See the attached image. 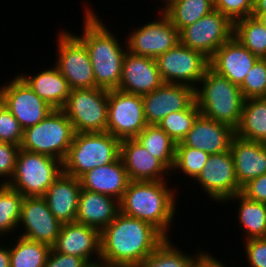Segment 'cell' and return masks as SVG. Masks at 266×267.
Masks as SVG:
<instances>
[{
	"mask_svg": "<svg viewBox=\"0 0 266 267\" xmlns=\"http://www.w3.org/2000/svg\"><path fill=\"white\" fill-rule=\"evenodd\" d=\"M243 243L249 267H266V237L248 239Z\"/></svg>",
	"mask_w": 266,
	"mask_h": 267,
	"instance_id": "obj_42",
	"label": "cell"
},
{
	"mask_svg": "<svg viewBox=\"0 0 266 267\" xmlns=\"http://www.w3.org/2000/svg\"><path fill=\"white\" fill-rule=\"evenodd\" d=\"M233 37L257 59H266V28L254 16L233 23Z\"/></svg>",
	"mask_w": 266,
	"mask_h": 267,
	"instance_id": "obj_32",
	"label": "cell"
},
{
	"mask_svg": "<svg viewBox=\"0 0 266 267\" xmlns=\"http://www.w3.org/2000/svg\"><path fill=\"white\" fill-rule=\"evenodd\" d=\"M5 84L1 86L4 105L23 129L41 122L54 110L19 75Z\"/></svg>",
	"mask_w": 266,
	"mask_h": 267,
	"instance_id": "obj_16",
	"label": "cell"
},
{
	"mask_svg": "<svg viewBox=\"0 0 266 267\" xmlns=\"http://www.w3.org/2000/svg\"><path fill=\"white\" fill-rule=\"evenodd\" d=\"M61 110L71 121L75 133L107 132L108 90L71 89Z\"/></svg>",
	"mask_w": 266,
	"mask_h": 267,
	"instance_id": "obj_8",
	"label": "cell"
},
{
	"mask_svg": "<svg viewBox=\"0 0 266 267\" xmlns=\"http://www.w3.org/2000/svg\"><path fill=\"white\" fill-rule=\"evenodd\" d=\"M195 267H227L223 265V261H219L217 257H213L208 251L204 250L198 257Z\"/></svg>",
	"mask_w": 266,
	"mask_h": 267,
	"instance_id": "obj_45",
	"label": "cell"
},
{
	"mask_svg": "<svg viewBox=\"0 0 266 267\" xmlns=\"http://www.w3.org/2000/svg\"><path fill=\"white\" fill-rule=\"evenodd\" d=\"M20 146L0 142V181L7 184L15 171L16 158ZM3 181V182H2Z\"/></svg>",
	"mask_w": 266,
	"mask_h": 267,
	"instance_id": "obj_41",
	"label": "cell"
},
{
	"mask_svg": "<svg viewBox=\"0 0 266 267\" xmlns=\"http://www.w3.org/2000/svg\"><path fill=\"white\" fill-rule=\"evenodd\" d=\"M19 76L53 109H61L66 103L71 89L55 65L31 76L26 73Z\"/></svg>",
	"mask_w": 266,
	"mask_h": 267,
	"instance_id": "obj_27",
	"label": "cell"
},
{
	"mask_svg": "<svg viewBox=\"0 0 266 267\" xmlns=\"http://www.w3.org/2000/svg\"><path fill=\"white\" fill-rule=\"evenodd\" d=\"M167 181H130L119 205L121 213L152 224L169 238L178 192Z\"/></svg>",
	"mask_w": 266,
	"mask_h": 267,
	"instance_id": "obj_3",
	"label": "cell"
},
{
	"mask_svg": "<svg viewBox=\"0 0 266 267\" xmlns=\"http://www.w3.org/2000/svg\"><path fill=\"white\" fill-rule=\"evenodd\" d=\"M23 226V230L22 227ZM62 223L52 214L42 196L24 197L21 203L19 236L44 243L51 248L55 245Z\"/></svg>",
	"mask_w": 266,
	"mask_h": 267,
	"instance_id": "obj_15",
	"label": "cell"
},
{
	"mask_svg": "<svg viewBox=\"0 0 266 267\" xmlns=\"http://www.w3.org/2000/svg\"><path fill=\"white\" fill-rule=\"evenodd\" d=\"M146 126L140 95L108 90L107 132L123 140L135 138Z\"/></svg>",
	"mask_w": 266,
	"mask_h": 267,
	"instance_id": "obj_11",
	"label": "cell"
},
{
	"mask_svg": "<svg viewBox=\"0 0 266 267\" xmlns=\"http://www.w3.org/2000/svg\"><path fill=\"white\" fill-rule=\"evenodd\" d=\"M252 16L256 17L266 28V12H253Z\"/></svg>",
	"mask_w": 266,
	"mask_h": 267,
	"instance_id": "obj_48",
	"label": "cell"
},
{
	"mask_svg": "<svg viewBox=\"0 0 266 267\" xmlns=\"http://www.w3.org/2000/svg\"><path fill=\"white\" fill-rule=\"evenodd\" d=\"M236 135L242 139L266 143V97L245 99Z\"/></svg>",
	"mask_w": 266,
	"mask_h": 267,
	"instance_id": "obj_29",
	"label": "cell"
},
{
	"mask_svg": "<svg viewBox=\"0 0 266 267\" xmlns=\"http://www.w3.org/2000/svg\"><path fill=\"white\" fill-rule=\"evenodd\" d=\"M87 264L81 257L58 253L51 248L44 267H85Z\"/></svg>",
	"mask_w": 266,
	"mask_h": 267,
	"instance_id": "obj_44",
	"label": "cell"
},
{
	"mask_svg": "<svg viewBox=\"0 0 266 267\" xmlns=\"http://www.w3.org/2000/svg\"><path fill=\"white\" fill-rule=\"evenodd\" d=\"M75 135L74 127L61 109H54L23 132L20 148L64 161Z\"/></svg>",
	"mask_w": 266,
	"mask_h": 267,
	"instance_id": "obj_6",
	"label": "cell"
},
{
	"mask_svg": "<svg viewBox=\"0 0 266 267\" xmlns=\"http://www.w3.org/2000/svg\"><path fill=\"white\" fill-rule=\"evenodd\" d=\"M240 193L252 201L266 203V173L245 184Z\"/></svg>",
	"mask_w": 266,
	"mask_h": 267,
	"instance_id": "obj_43",
	"label": "cell"
},
{
	"mask_svg": "<svg viewBox=\"0 0 266 267\" xmlns=\"http://www.w3.org/2000/svg\"><path fill=\"white\" fill-rule=\"evenodd\" d=\"M239 202L237 219L239 227L243 229L244 240L266 237V203L252 201L241 193L229 197L223 204Z\"/></svg>",
	"mask_w": 266,
	"mask_h": 267,
	"instance_id": "obj_28",
	"label": "cell"
},
{
	"mask_svg": "<svg viewBox=\"0 0 266 267\" xmlns=\"http://www.w3.org/2000/svg\"><path fill=\"white\" fill-rule=\"evenodd\" d=\"M213 10L215 3L212 0H176L163 13L180 32Z\"/></svg>",
	"mask_w": 266,
	"mask_h": 267,
	"instance_id": "obj_31",
	"label": "cell"
},
{
	"mask_svg": "<svg viewBox=\"0 0 266 267\" xmlns=\"http://www.w3.org/2000/svg\"><path fill=\"white\" fill-rule=\"evenodd\" d=\"M257 60L232 36L209 58V67L230 82L240 85Z\"/></svg>",
	"mask_w": 266,
	"mask_h": 267,
	"instance_id": "obj_22",
	"label": "cell"
},
{
	"mask_svg": "<svg viewBox=\"0 0 266 267\" xmlns=\"http://www.w3.org/2000/svg\"><path fill=\"white\" fill-rule=\"evenodd\" d=\"M209 154L198 149L184 146L181 142L176 144L175 163L172 173L183 172L188 178L195 180L207 162Z\"/></svg>",
	"mask_w": 266,
	"mask_h": 267,
	"instance_id": "obj_37",
	"label": "cell"
},
{
	"mask_svg": "<svg viewBox=\"0 0 266 267\" xmlns=\"http://www.w3.org/2000/svg\"><path fill=\"white\" fill-rule=\"evenodd\" d=\"M3 104H4V96L0 86V108L2 107Z\"/></svg>",
	"mask_w": 266,
	"mask_h": 267,
	"instance_id": "obj_51",
	"label": "cell"
},
{
	"mask_svg": "<svg viewBox=\"0 0 266 267\" xmlns=\"http://www.w3.org/2000/svg\"><path fill=\"white\" fill-rule=\"evenodd\" d=\"M122 159L96 167L80 177L81 188L121 200L130 183Z\"/></svg>",
	"mask_w": 266,
	"mask_h": 267,
	"instance_id": "obj_25",
	"label": "cell"
},
{
	"mask_svg": "<svg viewBox=\"0 0 266 267\" xmlns=\"http://www.w3.org/2000/svg\"><path fill=\"white\" fill-rule=\"evenodd\" d=\"M215 10L234 23L237 20L252 16L254 0H216Z\"/></svg>",
	"mask_w": 266,
	"mask_h": 267,
	"instance_id": "obj_40",
	"label": "cell"
},
{
	"mask_svg": "<svg viewBox=\"0 0 266 267\" xmlns=\"http://www.w3.org/2000/svg\"><path fill=\"white\" fill-rule=\"evenodd\" d=\"M121 140L109 132L75 133L63 172L80 178L87 171L110 164L120 157Z\"/></svg>",
	"mask_w": 266,
	"mask_h": 267,
	"instance_id": "obj_5",
	"label": "cell"
},
{
	"mask_svg": "<svg viewBox=\"0 0 266 267\" xmlns=\"http://www.w3.org/2000/svg\"><path fill=\"white\" fill-rule=\"evenodd\" d=\"M0 267H10L9 244H0Z\"/></svg>",
	"mask_w": 266,
	"mask_h": 267,
	"instance_id": "obj_46",
	"label": "cell"
},
{
	"mask_svg": "<svg viewBox=\"0 0 266 267\" xmlns=\"http://www.w3.org/2000/svg\"><path fill=\"white\" fill-rule=\"evenodd\" d=\"M171 240V238H166L153 253L142 261L139 267H195L203 251L197 250L194 256L186 255L180 248L173 246Z\"/></svg>",
	"mask_w": 266,
	"mask_h": 267,
	"instance_id": "obj_34",
	"label": "cell"
},
{
	"mask_svg": "<svg viewBox=\"0 0 266 267\" xmlns=\"http://www.w3.org/2000/svg\"><path fill=\"white\" fill-rule=\"evenodd\" d=\"M85 267H114V266H111L109 263L100 260L97 262L88 263Z\"/></svg>",
	"mask_w": 266,
	"mask_h": 267,
	"instance_id": "obj_49",
	"label": "cell"
},
{
	"mask_svg": "<svg viewBox=\"0 0 266 267\" xmlns=\"http://www.w3.org/2000/svg\"><path fill=\"white\" fill-rule=\"evenodd\" d=\"M163 2V7L161 8V12H163L169 5H171L176 0H161Z\"/></svg>",
	"mask_w": 266,
	"mask_h": 267,
	"instance_id": "obj_50",
	"label": "cell"
},
{
	"mask_svg": "<svg viewBox=\"0 0 266 267\" xmlns=\"http://www.w3.org/2000/svg\"><path fill=\"white\" fill-rule=\"evenodd\" d=\"M119 212V200L81 188L75 222L88 225L101 232Z\"/></svg>",
	"mask_w": 266,
	"mask_h": 267,
	"instance_id": "obj_26",
	"label": "cell"
},
{
	"mask_svg": "<svg viewBox=\"0 0 266 267\" xmlns=\"http://www.w3.org/2000/svg\"><path fill=\"white\" fill-rule=\"evenodd\" d=\"M91 6V4L86 5L84 9L82 34H73L85 45L89 53L95 77V88L117 89L122 77L127 45L124 49L115 36L116 33H112V30L107 25L105 26Z\"/></svg>",
	"mask_w": 266,
	"mask_h": 267,
	"instance_id": "obj_2",
	"label": "cell"
},
{
	"mask_svg": "<svg viewBox=\"0 0 266 267\" xmlns=\"http://www.w3.org/2000/svg\"><path fill=\"white\" fill-rule=\"evenodd\" d=\"M141 97L147 125H158L165 116L187 109L196 100L194 88L173 83H163Z\"/></svg>",
	"mask_w": 266,
	"mask_h": 267,
	"instance_id": "obj_17",
	"label": "cell"
},
{
	"mask_svg": "<svg viewBox=\"0 0 266 267\" xmlns=\"http://www.w3.org/2000/svg\"><path fill=\"white\" fill-rule=\"evenodd\" d=\"M60 32L56 41L58 53L54 65L67 80L70 89L95 88L93 66L85 45L72 31Z\"/></svg>",
	"mask_w": 266,
	"mask_h": 267,
	"instance_id": "obj_9",
	"label": "cell"
},
{
	"mask_svg": "<svg viewBox=\"0 0 266 267\" xmlns=\"http://www.w3.org/2000/svg\"><path fill=\"white\" fill-rule=\"evenodd\" d=\"M195 99L203 116L235 130L239 127L245 102L239 85L208 67L195 89Z\"/></svg>",
	"mask_w": 266,
	"mask_h": 267,
	"instance_id": "obj_4",
	"label": "cell"
},
{
	"mask_svg": "<svg viewBox=\"0 0 266 267\" xmlns=\"http://www.w3.org/2000/svg\"><path fill=\"white\" fill-rule=\"evenodd\" d=\"M230 151L240 188L266 173V143L245 140L235 135Z\"/></svg>",
	"mask_w": 266,
	"mask_h": 267,
	"instance_id": "obj_24",
	"label": "cell"
},
{
	"mask_svg": "<svg viewBox=\"0 0 266 267\" xmlns=\"http://www.w3.org/2000/svg\"><path fill=\"white\" fill-rule=\"evenodd\" d=\"M165 239L152 224L119 212L100 232V260L114 267H139Z\"/></svg>",
	"mask_w": 266,
	"mask_h": 267,
	"instance_id": "obj_1",
	"label": "cell"
},
{
	"mask_svg": "<svg viewBox=\"0 0 266 267\" xmlns=\"http://www.w3.org/2000/svg\"><path fill=\"white\" fill-rule=\"evenodd\" d=\"M135 138L172 172L176 144L158 125H147Z\"/></svg>",
	"mask_w": 266,
	"mask_h": 267,
	"instance_id": "obj_30",
	"label": "cell"
},
{
	"mask_svg": "<svg viewBox=\"0 0 266 267\" xmlns=\"http://www.w3.org/2000/svg\"><path fill=\"white\" fill-rule=\"evenodd\" d=\"M214 202L224 203L241 192L235 175L231 151L209 155L201 173L194 180Z\"/></svg>",
	"mask_w": 266,
	"mask_h": 267,
	"instance_id": "obj_14",
	"label": "cell"
},
{
	"mask_svg": "<svg viewBox=\"0 0 266 267\" xmlns=\"http://www.w3.org/2000/svg\"><path fill=\"white\" fill-rule=\"evenodd\" d=\"M233 36V23L213 10L180 31V43L210 58Z\"/></svg>",
	"mask_w": 266,
	"mask_h": 267,
	"instance_id": "obj_13",
	"label": "cell"
},
{
	"mask_svg": "<svg viewBox=\"0 0 266 267\" xmlns=\"http://www.w3.org/2000/svg\"><path fill=\"white\" fill-rule=\"evenodd\" d=\"M120 158L131 181H161L172 176L171 171L152 156L136 138L120 142Z\"/></svg>",
	"mask_w": 266,
	"mask_h": 267,
	"instance_id": "obj_20",
	"label": "cell"
},
{
	"mask_svg": "<svg viewBox=\"0 0 266 267\" xmlns=\"http://www.w3.org/2000/svg\"><path fill=\"white\" fill-rule=\"evenodd\" d=\"M24 129L3 104L0 108V142L20 146Z\"/></svg>",
	"mask_w": 266,
	"mask_h": 267,
	"instance_id": "obj_39",
	"label": "cell"
},
{
	"mask_svg": "<svg viewBox=\"0 0 266 267\" xmlns=\"http://www.w3.org/2000/svg\"><path fill=\"white\" fill-rule=\"evenodd\" d=\"M63 172V161L19 149L15 171L7 183L24 197L43 196Z\"/></svg>",
	"mask_w": 266,
	"mask_h": 267,
	"instance_id": "obj_7",
	"label": "cell"
},
{
	"mask_svg": "<svg viewBox=\"0 0 266 267\" xmlns=\"http://www.w3.org/2000/svg\"><path fill=\"white\" fill-rule=\"evenodd\" d=\"M155 62L164 83L183 84L194 89L209 67V58L181 43L156 57Z\"/></svg>",
	"mask_w": 266,
	"mask_h": 267,
	"instance_id": "obj_10",
	"label": "cell"
},
{
	"mask_svg": "<svg viewBox=\"0 0 266 267\" xmlns=\"http://www.w3.org/2000/svg\"><path fill=\"white\" fill-rule=\"evenodd\" d=\"M24 196L7 184L0 185V236L17 232Z\"/></svg>",
	"mask_w": 266,
	"mask_h": 267,
	"instance_id": "obj_35",
	"label": "cell"
},
{
	"mask_svg": "<svg viewBox=\"0 0 266 267\" xmlns=\"http://www.w3.org/2000/svg\"><path fill=\"white\" fill-rule=\"evenodd\" d=\"M17 239L9 246L10 267H44L51 247L18 235Z\"/></svg>",
	"mask_w": 266,
	"mask_h": 267,
	"instance_id": "obj_33",
	"label": "cell"
},
{
	"mask_svg": "<svg viewBox=\"0 0 266 267\" xmlns=\"http://www.w3.org/2000/svg\"><path fill=\"white\" fill-rule=\"evenodd\" d=\"M163 83L154 58L126 52L118 90L143 96L156 90Z\"/></svg>",
	"mask_w": 266,
	"mask_h": 267,
	"instance_id": "obj_18",
	"label": "cell"
},
{
	"mask_svg": "<svg viewBox=\"0 0 266 267\" xmlns=\"http://www.w3.org/2000/svg\"><path fill=\"white\" fill-rule=\"evenodd\" d=\"M235 135L231 126L199 114L181 143L212 155L229 151Z\"/></svg>",
	"mask_w": 266,
	"mask_h": 267,
	"instance_id": "obj_21",
	"label": "cell"
},
{
	"mask_svg": "<svg viewBox=\"0 0 266 267\" xmlns=\"http://www.w3.org/2000/svg\"><path fill=\"white\" fill-rule=\"evenodd\" d=\"M80 192V178L62 172L42 197L61 223H69L76 220Z\"/></svg>",
	"mask_w": 266,
	"mask_h": 267,
	"instance_id": "obj_23",
	"label": "cell"
},
{
	"mask_svg": "<svg viewBox=\"0 0 266 267\" xmlns=\"http://www.w3.org/2000/svg\"><path fill=\"white\" fill-rule=\"evenodd\" d=\"M52 248L58 253L81 257L87 263L100 261V231L78 222L62 223Z\"/></svg>",
	"mask_w": 266,
	"mask_h": 267,
	"instance_id": "obj_19",
	"label": "cell"
},
{
	"mask_svg": "<svg viewBox=\"0 0 266 267\" xmlns=\"http://www.w3.org/2000/svg\"><path fill=\"white\" fill-rule=\"evenodd\" d=\"M245 99L266 97V59H258L239 85Z\"/></svg>",
	"mask_w": 266,
	"mask_h": 267,
	"instance_id": "obj_38",
	"label": "cell"
},
{
	"mask_svg": "<svg viewBox=\"0 0 266 267\" xmlns=\"http://www.w3.org/2000/svg\"><path fill=\"white\" fill-rule=\"evenodd\" d=\"M157 14L159 18L136 27L127 35V51L155 59L180 43V32L170 19L163 12Z\"/></svg>",
	"mask_w": 266,
	"mask_h": 267,
	"instance_id": "obj_12",
	"label": "cell"
},
{
	"mask_svg": "<svg viewBox=\"0 0 266 267\" xmlns=\"http://www.w3.org/2000/svg\"><path fill=\"white\" fill-rule=\"evenodd\" d=\"M200 114L196 100L185 110L165 116L158 126L175 142H181Z\"/></svg>",
	"mask_w": 266,
	"mask_h": 267,
	"instance_id": "obj_36",
	"label": "cell"
},
{
	"mask_svg": "<svg viewBox=\"0 0 266 267\" xmlns=\"http://www.w3.org/2000/svg\"><path fill=\"white\" fill-rule=\"evenodd\" d=\"M253 12H266V0H254Z\"/></svg>",
	"mask_w": 266,
	"mask_h": 267,
	"instance_id": "obj_47",
	"label": "cell"
}]
</instances>
